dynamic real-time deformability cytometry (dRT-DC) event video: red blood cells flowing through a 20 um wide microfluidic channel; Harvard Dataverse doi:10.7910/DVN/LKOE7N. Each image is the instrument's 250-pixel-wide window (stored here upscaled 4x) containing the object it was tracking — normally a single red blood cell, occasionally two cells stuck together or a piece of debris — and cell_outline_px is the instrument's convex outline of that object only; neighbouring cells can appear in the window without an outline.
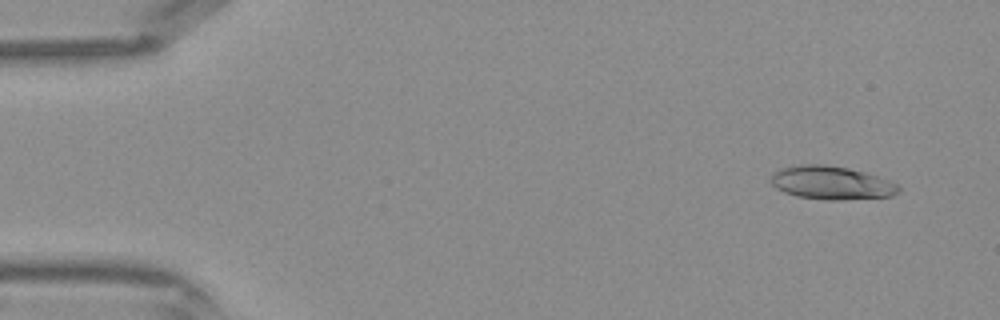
{"species": "Egyptian fruit bat (a non-hibernating species)", "species_latin": "Rousettus aegyptiacus", "temperature_condition": "warm", "stored_images_in_passage": 42, "camera_frame_rate_fps": 3000, "um_per_image_px": 0.085, "frame": {"image": 1, "passage_image": 3, "time_ms": 0.667, "image_size_px": [1000, 320], "cell_outline_px": [[900, 192], [892, 196], [844, 200], [824, 200], [796, 196], [784, 192], [776, 188], [772, 184], [772, 172], [780, 168], [800, 164], [824, 164], [848, 168], [864, 172], [888, 180], [896, 184], [900, 188]], "centroid_in_image_um": [70.65, 15.54], "position_along_channel_um": 14.3, "area_um2": 24.91}}
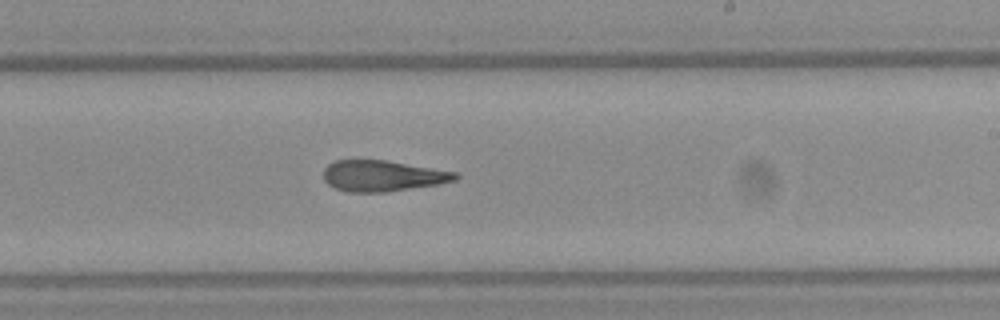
{"frame": {"image": 2, "passage_image": 25, "time_ms": 8.0, "image_size_px": [1000, 320], "cell_outline_px": [[460, 176], [456, 180], [440, 184], [384, 192], [348, 192], [336, 188], [328, 184], [324, 180], [324, 168], [328, 164], [336, 160], [384, 160], [456, 172]], "centroid_in_image_um": [32.52, 14.95], "position_along_channel_um": 256.5, "area_um2": 23.64}}
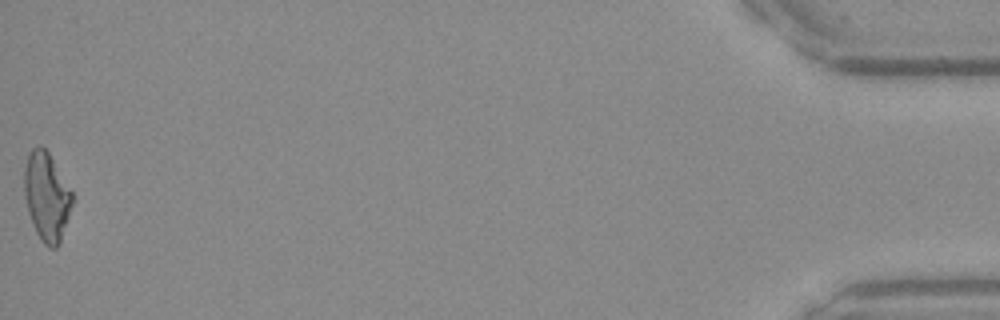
{"frame": {"image": 3, "passage_image": 42, "time_ms": 13.667, "image_size_px": [1000, 320], "cell_outline_px": [[72, 204], [60, 244], [56, 248], [48, 248], [44, 244], [36, 232], [32, 224], [28, 212], [24, 196], [24, 168], [28, 156], [32, 148], [40, 144], [48, 152], [72, 192]], "centroid_in_image_um": [3.95, 16.73], "position_along_channel_um": 431.3, "area_um2": 24.62}}